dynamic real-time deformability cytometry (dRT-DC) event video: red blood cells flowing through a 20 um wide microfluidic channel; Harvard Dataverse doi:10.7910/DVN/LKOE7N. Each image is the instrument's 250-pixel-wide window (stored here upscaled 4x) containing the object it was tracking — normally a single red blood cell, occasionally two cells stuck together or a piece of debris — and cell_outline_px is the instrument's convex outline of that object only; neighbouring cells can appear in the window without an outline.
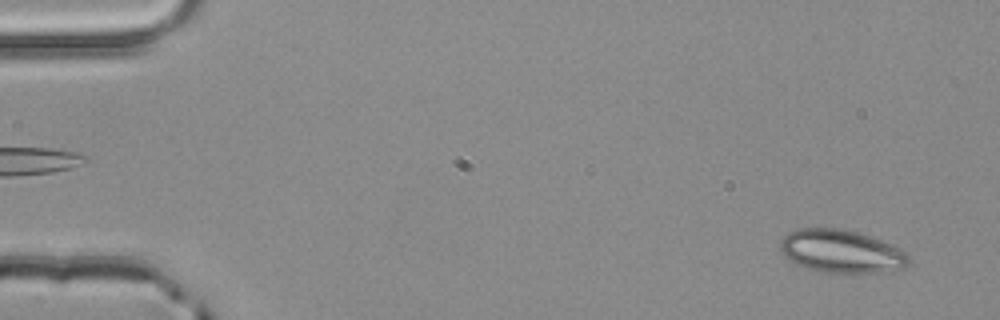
{"species": "common noctule bat (a hibernating species)", "species_latin": "Nyctalus noctula", "temperature_condition": "room temperature", "stored_images_in_passage": 5, "segment_of_instrument_passage": [2, 2], "camera_frame_rate_fps": 3000, "um_per_image_px": 0.085, "animal": {"sex": "male", "body_mass_g": 20.4}, "frame": {"image": 1, "passage_image": 5, "time_ms": 1.333, "image_size_px": [1000, 320], "cell_outline_px": [[912, 264], [904, 268], [880, 272], [824, 272], [808, 268], [796, 264], [784, 256], [780, 248], [780, 240], [788, 232], [796, 228], [840, 228], [872, 236], [900, 248], [908, 256]], "centroid_in_image_um": [71.51, 21.35], "position_along_channel_um": 13.5, "area_um2": 32.25}}